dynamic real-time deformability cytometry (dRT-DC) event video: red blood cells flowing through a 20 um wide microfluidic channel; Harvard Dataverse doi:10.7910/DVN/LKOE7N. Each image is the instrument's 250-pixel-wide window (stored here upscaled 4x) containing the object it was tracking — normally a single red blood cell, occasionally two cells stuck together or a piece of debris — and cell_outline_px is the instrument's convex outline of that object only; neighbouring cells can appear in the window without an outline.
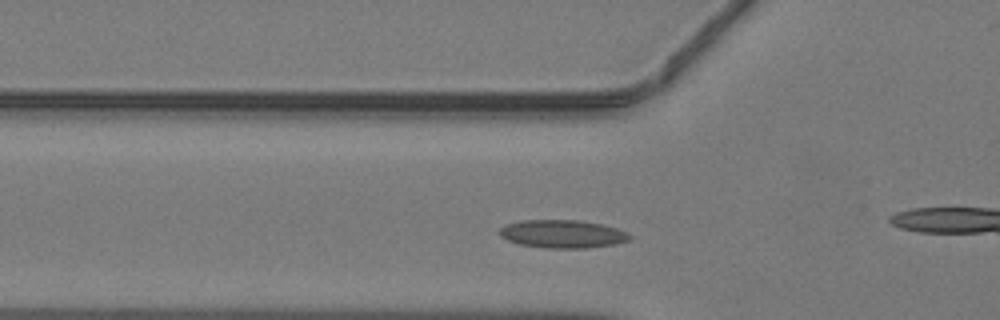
{"species": "common noctule bat (a hibernating species)", "species_latin": "Nyctalus noctula", "temperature_condition": "warm", "stored_images_in_passage": 36, "camera_frame_rate_fps": 3000, "um_per_image_px": 0.085, "animal": {"sex": "male", "body_mass_g": 19.2, "forearm_length_mm": 51.8}, "frame": {"image": 1, "passage_image": 5, "time_ms": 1.333, "image_size_px": [1000, 320], "cell_outline_px": [[632, 236], [628, 240], [616, 244], [588, 248], [544, 248], [520, 244], [508, 240], [500, 236], [496, 232], [500, 228], [508, 224], [520, 220], [580, 220], [604, 224], [628, 232]], "centroid_in_image_um": [47.82, 19.88], "position_along_channel_um": 78.0, "area_um2": 21.5}}
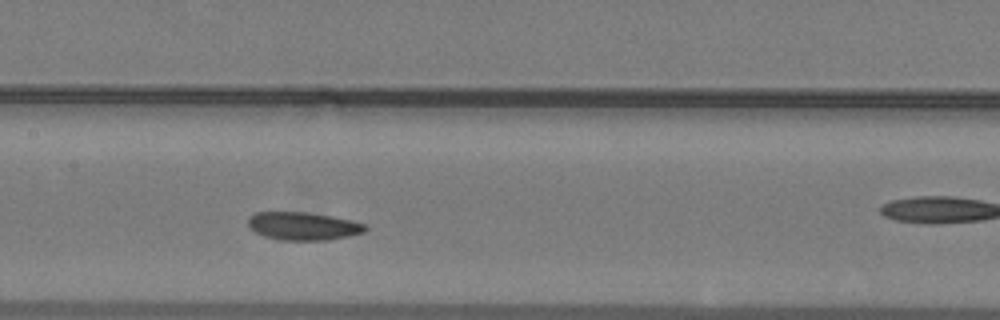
{"frame": {"image": 2, "passage_image": 12, "time_ms": 3.667, "image_size_px": [1000, 320], "cell_outline_px": [[368, 228], [364, 232], [348, 236], [328, 240], [280, 240], [264, 236], [256, 232], [248, 224], [248, 216], [256, 212], [304, 212], [352, 220], [368, 224]], "centroid_in_image_um": [25.79, 19.22], "position_along_channel_um": 181.6, "area_um2": 19.07}}
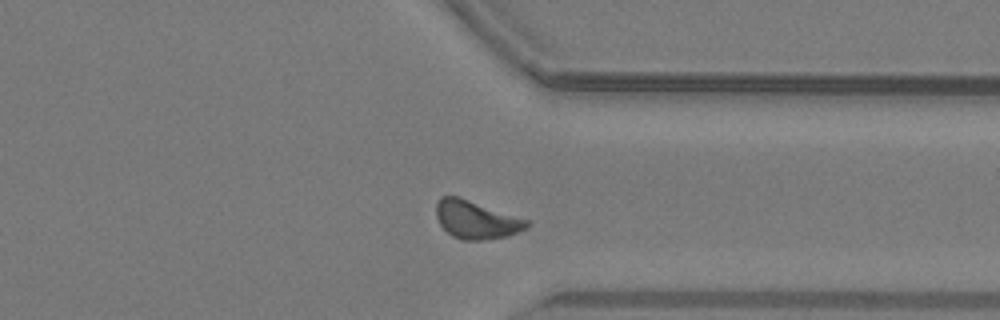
{"frame": {"image": 3, "passage_image": 25, "time_ms": 8.0, "image_size_px": [1000, 320], "cell_outline_px": [[532, 224], [528, 228], [508, 236], [480, 240], [464, 240], [452, 236], [440, 224], [436, 216], [436, 204], [440, 196], [460, 196], [528, 220]], "centroid_in_image_um": [40.49, 18.66], "position_along_channel_um": 370.9, "area_um2": 20.17}}